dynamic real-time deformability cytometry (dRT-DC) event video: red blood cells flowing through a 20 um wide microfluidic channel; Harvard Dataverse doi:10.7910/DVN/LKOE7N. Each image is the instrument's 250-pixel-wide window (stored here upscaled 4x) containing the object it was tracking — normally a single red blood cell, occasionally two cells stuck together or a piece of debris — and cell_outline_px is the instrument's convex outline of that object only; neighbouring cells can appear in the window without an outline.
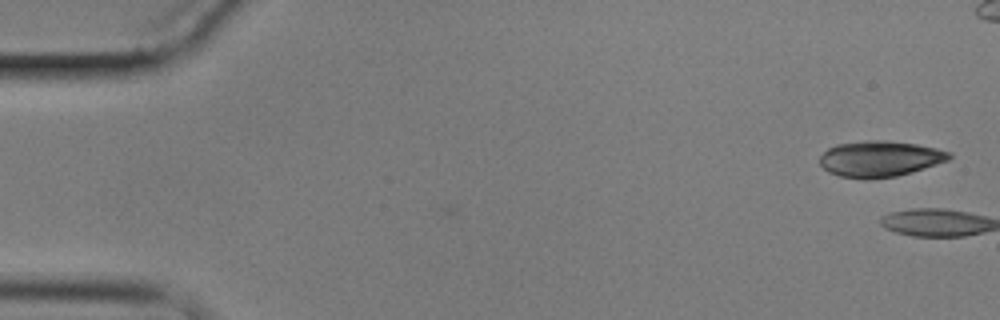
{"species": "common noctule bat (a hibernating species)", "species_latin": "Nyctalus noctula", "temperature_condition": "cold", "stored_images_in_passage": 5, "camera_frame_rate_fps": 3000, "um_per_image_px": 0.085, "animal": {"sex": "male", "body_mass_g": 17.9}, "frame": {"image": 1, "passage_image": 1, "time_ms": 0.0, "image_size_px": [1000, 320], "cell_outline_px": [[952, 156], [948, 160], [912, 172], [896, 176], [868, 180], [864, 180], [840, 176], [828, 172], [820, 164], [820, 156], [828, 148], [836, 144], [864, 140], [884, 140], [916, 144], [936, 148], [952, 152]], "centroid_in_image_um": [74.77, 13.5], "position_along_channel_um": 10.2, "area_um2": 27.28}}